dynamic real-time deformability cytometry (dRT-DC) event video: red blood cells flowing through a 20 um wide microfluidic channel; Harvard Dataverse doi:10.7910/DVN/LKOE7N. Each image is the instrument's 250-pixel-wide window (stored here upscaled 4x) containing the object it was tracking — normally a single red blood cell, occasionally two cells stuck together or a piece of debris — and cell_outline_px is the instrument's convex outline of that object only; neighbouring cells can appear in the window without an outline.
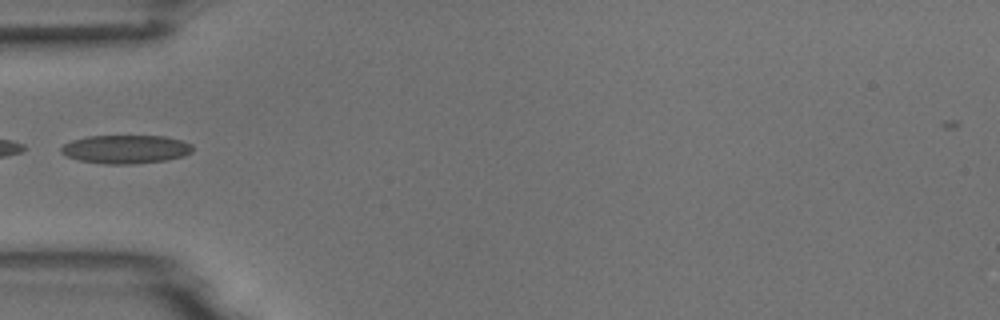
{"species": "common noctule bat (a hibernating species)", "species_latin": "Nyctalus noctula", "temperature_condition": "room temperature", "stored_images_in_passage": 5, "camera_frame_rate_fps": 3000, "um_per_image_px": 0.085, "animal": {"sex": "male", "body_mass_g": 18.8}, "frame": {"image": 1, "passage_image": 4, "time_ms": 4.333, "image_size_px": [1000, 320], "cell_outline_px": [[192, 152], [184, 156], [168, 160], [132, 164], [104, 164], [80, 160], [64, 156], [60, 152], [60, 148], [64, 144], [72, 140], [88, 136], [164, 136], [180, 140], [192, 144]], "centroid_in_image_um": [10.67, 12.69], "position_along_channel_um": 74.3, "area_um2": 21.96}}